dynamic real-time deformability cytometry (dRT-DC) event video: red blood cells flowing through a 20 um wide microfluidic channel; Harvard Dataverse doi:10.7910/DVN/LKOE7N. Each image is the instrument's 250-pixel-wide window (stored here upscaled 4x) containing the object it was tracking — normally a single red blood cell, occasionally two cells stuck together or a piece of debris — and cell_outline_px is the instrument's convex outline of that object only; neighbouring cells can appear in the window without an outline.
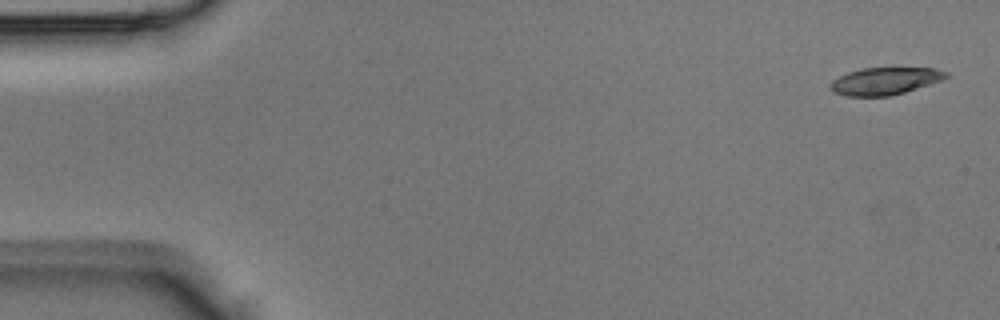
{"species": "Egyptian fruit bat (a non-hibernating species)", "species_latin": "Rousettus aegyptiacus", "temperature_condition": "room temperature", "stored_images_in_passage": 4, "camera_frame_rate_fps": 3000, "um_per_image_px": 0.085, "animal": {"sex": "male"}, "frame": {"image": 1, "passage_image": 1, "time_ms": 0.0, "image_size_px": [1000, 320], "cell_outline_px": [[952, 76], [892, 96], [844, 96], [832, 92], [832, 80], [848, 72], [860, 68], [892, 64], [936, 68], [948, 72]], "centroid_in_image_um": [75.29, 6.81], "position_along_channel_um": 9.7, "area_um2": 19.42}}
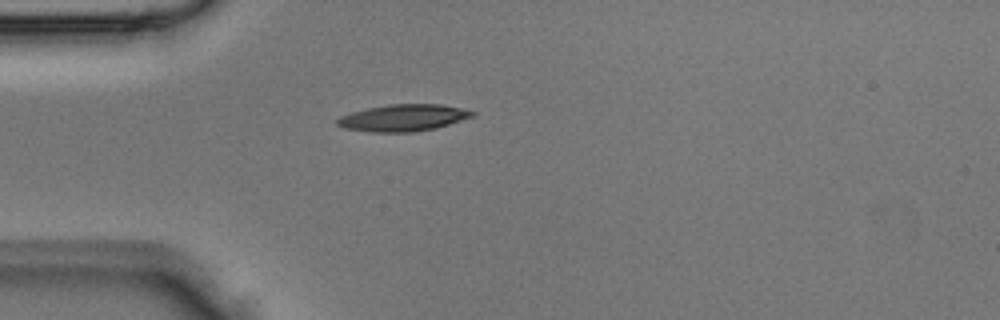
{"frame": {"image": 2, "passage_image": 4, "time_ms": 1.0, "image_size_px": [1000, 320], "cell_outline_px": [[476, 116], [436, 128], [412, 132], [372, 132], [344, 128], [336, 124], [336, 120], [340, 116], [352, 112], [368, 108], [388, 104], [440, 104], [460, 108], [476, 112]], "centroid_in_image_um": [34.29, 10.01], "position_along_channel_um": 50.7, "area_um2": 21.1}}